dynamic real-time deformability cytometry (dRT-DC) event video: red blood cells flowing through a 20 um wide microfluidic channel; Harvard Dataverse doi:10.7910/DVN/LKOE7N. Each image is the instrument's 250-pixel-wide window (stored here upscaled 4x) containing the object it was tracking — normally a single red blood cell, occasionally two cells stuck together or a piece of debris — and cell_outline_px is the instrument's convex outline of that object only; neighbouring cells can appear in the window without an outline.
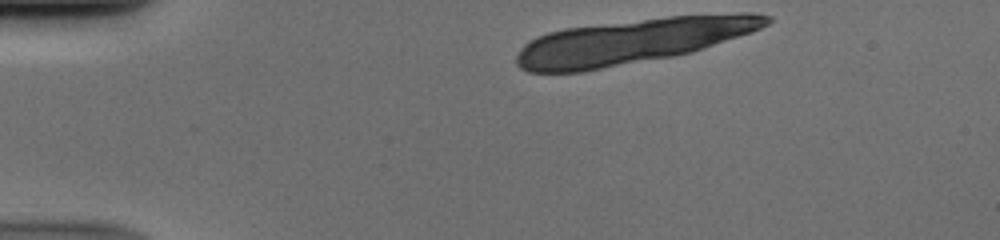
{"species": "human", "species_latin": "Homo sapiens", "temperature_condition": "cold", "stored_images_in_passage": 11, "camera_frame_rate_fps": 3000, "um_per_image_px": 0.085, "donor": {"sex": "male"}, "frame": {"image": 1, "passage_image": 1, "time_ms": 0.0, "image_size_px": [1000, 240], "cell_outline_px": [[772, 20], [768, 24], [752, 32], [692, 52], [672, 56], [584, 72], [528, 72], [520, 68], [516, 64], [516, 56], [520, 48], [528, 40], [536, 36], [548, 32], [564, 28], [668, 16], [740, 12], [752, 12], [772, 16]], "centroid_in_image_um": [53.75, 3.49], "position_along_channel_um": 31.2, "area_um2": 66.12}}